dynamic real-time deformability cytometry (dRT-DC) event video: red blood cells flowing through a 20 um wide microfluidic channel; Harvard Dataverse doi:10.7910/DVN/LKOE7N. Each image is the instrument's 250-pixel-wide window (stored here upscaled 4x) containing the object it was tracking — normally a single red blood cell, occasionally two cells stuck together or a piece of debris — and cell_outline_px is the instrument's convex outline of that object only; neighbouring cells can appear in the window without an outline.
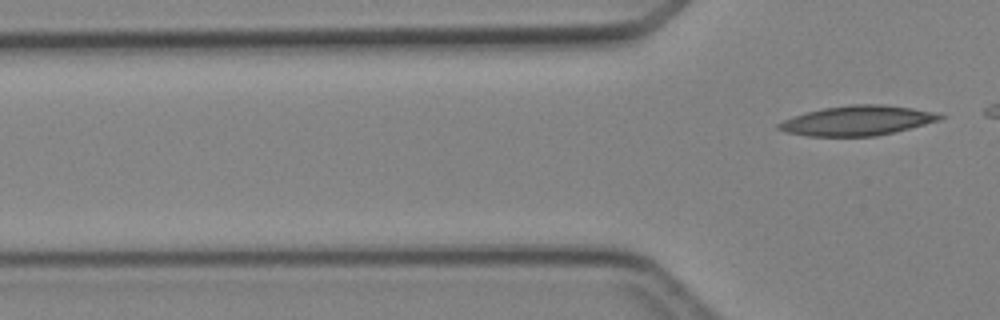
{"species": "Egyptian fruit bat (a non-hibernating species)", "species_latin": "Rousettus aegyptiacus", "temperature_condition": "cold", "stored_images_in_passage": 4, "segment_of_instrument_passage": [2, 2], "camera_frame_rate_fps": 3000, "um_per_image_px": 0.085, "animal": {"sex": "female"}, "frame": {"image": 1, "passage_image": 4, "time_ms": 3.667, "image_size_px": [1000, 320], "cell_outline_px": [[944, 116], [940, 120], [876, 136], [808, 136], [788, 132], [776, 128], [776, 124], [784, 120], [808, 112], [824, 108], [852, 104], [884, 104], [912, 108], [932, 112]], "centroid_in_image_um": [72.86, 10.25], "position_along_channel_um": 52.9, "area_um2": 27.46}}